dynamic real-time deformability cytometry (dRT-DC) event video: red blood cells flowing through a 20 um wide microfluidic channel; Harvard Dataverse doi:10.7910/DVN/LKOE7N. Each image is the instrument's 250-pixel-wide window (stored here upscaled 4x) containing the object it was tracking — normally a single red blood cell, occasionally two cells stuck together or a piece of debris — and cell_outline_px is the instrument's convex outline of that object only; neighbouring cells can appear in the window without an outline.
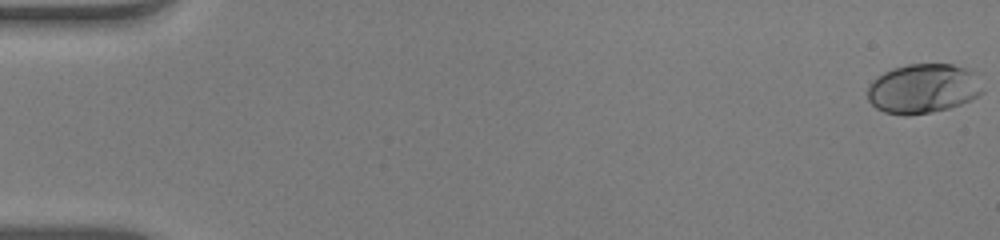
{"species": "human", "species_latin": "Homo sapiens", "temperature_condition": "warm", "stored_images_in_passage": 54, "camera_frame_rate_fps": 3000, "um_per_image_px": 0.085, "donor": {"sex": "male"}, "frame": {"image": 1, "passage_image": 1, "time_ms": 0.0, "image_size_px": [1000, 240], "cell_outline_px": [[984, 92], [960, 104], [948, 108], [932, 112], [904, 116], [884, 112], [876, 108], [868, 100], [868, 84], [876, 76], [892, 68], [908, 64], [952, 64], [964, 68], [972, 72]], "centroid_in_image_um": [78.39, 7.53], "position_along_channel_um": 6.6, "area_um2": 33.0}}
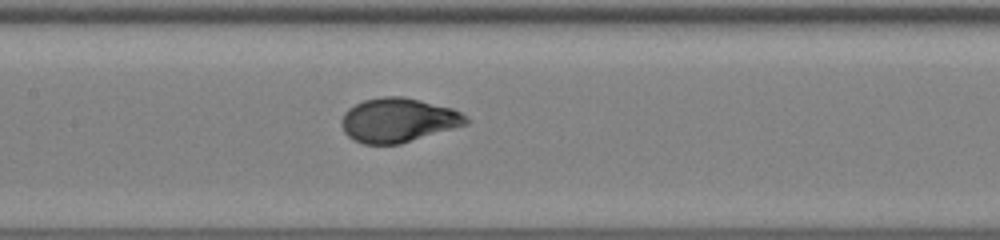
{"frame": {"image": 2, "passage_image": 27, "time_ms": 8.667, "image_size_px": [1000, 240], "cell_outline_px": [[472, 120], [468, 124], [400, 144], [364, 144], [348, 136], [344, 132], [340, 124], [344, 112], [348, 108], [364, 100], [380, 96], [404, 96], [452, 108], [460, 112]], "centroid_in_image_um": [33.85, 10.2], "position_along_channel_um": 173.5, "area_um2": 32.19}}
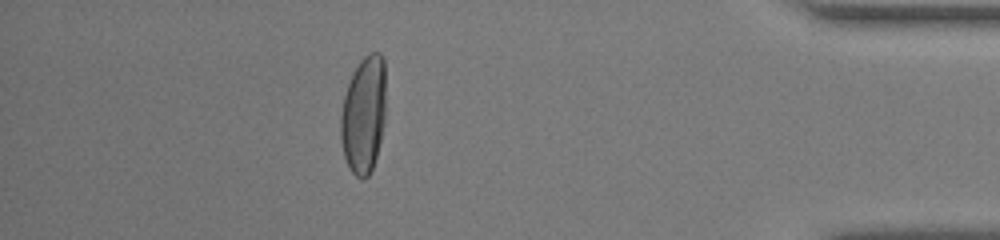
{"frame": {"image": 3, "passage_image": 48, "time_ms": 15.667, "image_size_px": [1000, 240], "cell_outline_px": [[384, 124], [376, 156], [372, 168], [368, 176], [364, 180], [356, 176], [352, 172], [344, 156], [340, 140], [340, 116], [344, 96], [352, 72], [360, 60], [364, 56], [372, 52], [380, 52], [384, 56]], "centroid_in_image_um": [30.89, 9.73], "position_along_channel_um": 404.3, "area_um2": 30.87}, "authors_computed_cell_mechanics": {"area_um2": 31.7322, "velocity_mm_per_s": 3.9103, "shape_relaxation_time_tau1_ms": 4.8785, "shape_relaxation_time_tau2_ms": null, "deformation_change_tau1": 0.2206, "deformation_change_tau2": null}}